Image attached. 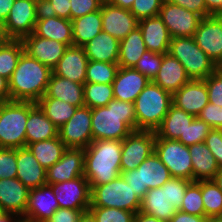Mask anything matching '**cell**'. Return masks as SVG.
Segmentation results:
<instances>
[{
  "instance_id": "obj_1",
  "label": "cell",
  "mask_w": 222,
  "mask_h": 222,
  "mask_svg": "<svg viewBox=\"0 0 222 222\" xmlns=\"http://www.w3.org/2000/svg\"><path fill=\"white\" fill-rule=\"evenodd\" d=\"M91 129L95 140H123L136 131L135 104L117 99L107 106L91 109Z\"/></svg>"
},
{
  "instance_id": "obj_2",
  "label": "cell",
  "mask_w": 222,
  "mask_h": 222,
  "mask_svg": "<svg viewBox=\"0 0 222 222\" xmlns=\"http://www.w3.org/2000/svg\"><path fill=\"white\" fill-rule=\"evenodd\" d=\"M122 140H95L84 149V177L90 187L121 175Z\"/></svg>"
},
{
  "instance_id": "obj_3",
  "label": "cell",
  "mask_w": 222,
  "mask_h": 222,
  "mask_svg": "<svg viewBox=\"0 0 222 222\" xmlns=\"http://www.w3.org/2000/svg\"><path fill=\"white\" fill-rule=\"evenodd\" d=\"M52 70L23 52L9 83L11 101L37 103L46 93Z\"/></svg>"
},
{
  "instance_id": "obj_4",
  "label": "cell",
  "mask_w": 222,
  "mask_h": 222,
  "mask_svg": "<svg viewBox=\"0 0 222 222\" xmlns=\"http://www.w3.org/2000/svg\"><path fill=\"white\" fill-rule=\"evenodd\" d=\"M136 130L155 132L172 105V94L150 81L134 101Z\"/></svg>"
},
{
  "instance_id": "obj_5",
  "label": "cell",
  "mask_w": 222,
  "mask_h": 222,
  "mask_svg": "<svg viewBox=\"0 0 222 222\" xmlns=\"http://www.w3.org/2000/svg\"><path fill=\"white\" fill-rule=\"evenodd\" d=\"M29 101L0 103V148L26 147Z\"/></svg>"
},
{
  "instance_id": "obj_6",
  "label": "cell",
  "mask_w": 222,
  "mask_h": 222,
  "mask_svg": "<svg viewBox=\"0 0 222 222\" xmlns=\"http://www.w3.org/2000/svg\"><path fill=\"white\" fill-rule=\"evenodd\" d=\"M169 54L175 57L191 80H204L218 67L196 44L194 37L171 38Z\"/></svg>"
},
{
  "instance_id": "obj_7",
  "label": "cell",
  "mask_w": 222,
  "mask_h": 222,
  "mask_svg": "<svg viewBox=\"0 0 222 222\" xmlns=\"http://www.w3.org/2000/svg\"><path fill=\"white\" fill-rule=\"evenodd\" d=\"M90 189V207L118 208L134 213L140 211L141 199L121 175L111 182Z\"/></svg>"
},
{
  "instance_id": "obj_8",
  "label": "cell",
  "mask_w": 222,
  "mask_h": 222,
  "mask_svg": "<svg viewBox=\"0 0 222 222\" xmlns=\"http://www.w3.org/2000/svg\"><path fill=\"white\" fill-rule=\"evenodd\" d=\"M125 181L142 200L150 189L161 187L172 178L168 168L154 152L136 169L121 174Z\"/></svg>"
},
{
  "instance_id": "obj_9",
  "label": "cell",
  "mask_w": 222,
  "mask_h": 222,
  "mask_svg": "<svg viewBox=\"0 0 222 222\" xmlns=\"http://www.w3.org/2000/svg\"><path fill=\"white\" fill-rule=\"evenodd\" d=\"M41 9L42 3L39 0H15L3 23L7 39L21 40L32 34Z\"/></svg>"
},
{
  "instance_id": "obj_10",
  "label": "cell",
  "mask_w": 222,
  "mask_h": 222,
  "mask_svg": "<svg viewBox=\"0 0 222 222\" xmlns=\"http://www.w3.org/2000/svg\"><path fill=\"white\" fill-rule=\"evenodd\" d=\"M155 153L172 177L193 181V167L188 146L179 140L156 138Z\"/></svg>"
},
{
  "instance_id": "obj_11",
  "label": "cell",
  "mask_w": 222,
  "mask_h": 222,
  "mask_svg": "<svg viewBox=\"0 0 222 222\" xmlns=\"http://www.w3.org/2000/svg\"><path fill=\"white\" fill-rule=\"evenodd\" d=\"M156 133L132 131L122 140L121 174L136 169L148 156L155 152Z\"/></svg>"
},
{
  "instance_id": "obj_12",
  "label": "cell",
  "mask_w": 222,
  "mask_h": 222,
  "mask_svg": "<svg viewBox=\"0 0 222 222\" xmlns=\"http://www.w3.org/2000/svg\"><path fill=\"white\" fill-rule=\"evenodd\" d=\"M58 136L66 148L85 149L93 141L91 108H76L73 116L60 128Z\"/></svg>"
},
{
  "instance_id": "obj_13",
  "label": "cell",
  "mask_w": 222,
  "mask_h": 222,
  "mask_svg": "<svg viewBox=\"0 0 222 222\" xmlns=\"http://www.w3.org/2000/svg\"><path fill=\"white\" fill-rule=\"evenodd\" d=\"M159 17L166 25L171 38L193 37L203 17L179 5L164 0Z\"/></svg>"
},
{
  "instance_id": "obj_14",
  "label": "cell",
  "mask_w": 222,
  "mask_h": 222,
  "mask_svg": "<svg viewBox=\"0 0 222 222\" xmlns=\"http://www.w3.org/2000/svg\"><path fill=\"white\" fill-rule=\"evenodd\" d=\"M193 37L215 65L222 67V16L203 17Z\"/></svg>"
},
{
  "instance_id": "obj_15",
  "label": "cell",
  "mask_w": 222,
  "mask_h": 222,
  "mask_svg": "<svg viewBox=\"0 0 222 222\" xmlns=\"http://www.w3.org/2000/svg\"><path fill=\"white\" fill-rule=\"evenodd\" d=\"M59 208L89 209L91 189L84 176L52 184Z\"/></svg>"
},
{
  "instance_id": "obj_16",
  "label": "cell",
  "mask_w": 222,
  "mask_h": 222,
  "mask_svg": "<svg viewBox=\"0 0 222 222\" xmlns=\"http://www.w3.org/2000/svg\"><path fill=\"white\" fill-rule=\"evenodd\" d=\"M58 208L52 185L30 189L23 222H46Z\"/></svg>"
},
{
  "instance_id": "obj_17",
  "label": "cell",
  "mask_w": 222,
  "mask_h": 222,
  "mask_svg": "<svg viewBox=\"0 0 222 222\" xmlns=\"http://www.w3.org/2000/svg\"><path fill=\"white\" fill-rule=\"evenodd\" d=\"M84 176V149L67 148L61 159L46 170V183L52 185Z\"/></svg>"
},
{
  "instance_id": "obj_18",
  "label": "cell",
  "mask_w": 222,
  "mask_h": 222,
  "mask_svg": "<svg viewBox=\"0 0 222 222\" xmlns=\"http://www.w3.org/2000/svg\"><path fill=\"white\" fill-rule=\"evenodd\" d=\"M102 31L117 40H123L131 31L138 27V19L128 9L113 6L108 2L101 6Z\"/></svg>"
},
{
  "instance_id": "obj_19",
  "label": "cell",
  "mask_w": 222,
  "mask_h": 222,
  "mask_svg": "<svg viewBox=\"0 0 222 222\" xmlns=\"http://www.w3.org/2000/svg\"><path fill=\"white\" fill-rule=\"evenodd\" d=\"M24 52L53 70L63 56L67 45L56 40L36 36L34 33L21 39Z\"/></svg>"
},
{
  "instance_id": "obj_20",
  "label": "cell",
  "mask_w": 222,
  "mask_h": 222,
  "mask_svg": "<svg viewBox=\"0 0 222 222\" xmlns=\"http://www.w3.org/2000/svg\"><path fill=\"white\" fill-rule=\"evenodd\" d=\"M208 103V90L204 80H190L172 94V105L195 117Z\"/></svg>"
},
{
  "instance_id": "obj_21",
  "label": "cell",
  "mask_w": 222,
  "mask_h": 222,
  "mask_svg": "<svg viewBox=\"0 0 222 222\" xmlns=\"http://www.w3.org/2000/svg\"><path fill=\"white\" fill-rule=\"evenodd\" d=\"M150 81L133 67H119L112 83L114 99L134 103Z\"/></svg>"
},
{
  "instance_id": "obj_22",
  "label": "cell",
  "mask_w": 222,
  "mask_h": 222,
  "mask_svg": "<svg viewBox=\"0 0 222 222\" xmlns=\"http://www.w3.org/2000/svg\"><path fill=\"white\" fill-rule=\"evenodd\" d=\"M36 36L56 40L67 46L73 45L71 20L49 14L41 9L33 32Z\"/></svg>"
},
{
  "instance_id": "obj_23",
  "label": "cell",
  "mask_w": 222,
  "mask_h": 222,
  "mask_svg": "<svg viewBox=\"0 0 222 222\" xmlns=\"http://www.w3.org/2000/svg\"><path fill=\"white\" fill-rule=\"evenodd\" d=\"M88 61L83 47L68 46L52 71L59 77L84 85Z\"/></svg>"
},
{
  "instance_id": "obj_24",
  "label": "cell",
  "mask_w": 222,
  "mask_h": 222,
  "mask_svg": "<svg viewBox=\"0 0 222 222\" xmlns=\"http://www.w3.org/2000/svg\"><path fill=\"white\" fill-rule=\"evenodd\" d=\"M30 189L18 178L0 179V207L3 212L24 216Z\"/></svg>"
},
{
  "instance_id": "obj_25",
  "label": "cell",
  "mask_w": 222,
  "mask_h": 222,
  "mask_svg": "<svg viewBox=\"0 0 222 222\" xmlns=\"http://www.w3.org/2000/svg\"><path fill=\"white\" fill-rule=\"evenodd\" d=\"M138 26L148 51L162 54L169 52L171 36L159 15L139 20Z\"/></svg>"
},
{
  "instance_id": "obj_26",
  "label": "cell",
  "mask_w": 222,
  "mask_h": 222,
  "mask_svg": "<svg viewBox=\"0 0 222 222\" xmlns=\"http://www.w3.org/2000/svg\"><path fill=\"white\" fill-rule=\"evenodd\" d=\"M18 178L29 189L46 185V170L27 147L17 148Z\"/></svg>"
},
{
  "instance_id": "obj_27",
  "label": "cell",
  "mask_w": 222,
  "mask_h": 222,
  "mask_svg": "<svg viewBox=\"0 0 222 222\" xmlns=\"http://www.w3.org/2000/svg\"><path fill=\"white\" fill-rule=\"evenodd\" d=\"M190 80L184 66L171 54L165 53L160 69L152 82L173 94Z\"/></svg>"
},
{
  "instance_id": "obj_28",
  "label": "cell",
  "mask_w": 222,
  "mask_h": 222,
  "mask_svg": "<svg viewBox=\"0 0 222 222\" xmlns=\"http://www.w3.org/2000/svg\"><path fill=\"white\" fill-rule=\"evenodd\" d=\"M58 137V127L48 119L37 103L29 101L26 123V146L43 140Z\"/></svg>"
},
{
  "instance_id": "obj_29",
  "label": "cell",
  "mask_w": 222,
  "mask_h": 222,
  "mask_svg": "<svg viewBox=\"0 0 222 222\" xmlns=\"http://www.w3.org/2000/svg\"><path fill=\"white\" fill-rule=\"evenodd\" d=\"M83 89V84L59 77L52 72L43 97L59 99L78 108L85 106Z\"/></svg>"
},
{
  "instance_id": "obj_30",
  "label": "cell",
  "mask_w": 222,
  "mask_h": 222,
  "mask_svg": "<svg viewBox=\"0 0 222 222\" xmlns=\"http://www.w3.org/2000/svg\"><path fill=\"white\" fill-rule=\"evenodd\" d=\"M120 41L101 31L83 46L89 60L106 63H118Z\"/></svg>"
},
{
  "instance_id": "obj_31",
  "label": "cell",
  "mask_w": 222,
  "mask_h": 222,
  "mask_svg": "<svg viewBox=\"0 0 222 222\" xmlns=\"http://www.w3.org/2000/svg\"><path fill=\"white\" fill-rule=\"evenodd\" d=\"M140 211L165 222L171 220L177 210L166 196V183L161 187L147 191L141 200Z\"/></svg>"
},
{
  "instance_id": "obj_32",
  "label": "cell",
  "mask_w": 222,
  "mask_h": 222,
  "mask_svg": "<svg viewBox=\"0 0 222 222\" xmlns=\"http://www.w3.org/2000/svg\"><path fill=\"white\" fill-rule=\"evenodd\" d=\"M193 167V181L212 180L219 170L215 157L203 143L188 146Z\"/></svg>"
},
{
  "instance_id": "obj_33",
  "label": "cell",
  "mask_w": 222,
  "mask_h": 222,
  "mask_svg": "<svg viewBox=\"0 0 222 222\" xmlns=\"http://www.w3.org/2000/svg\"><path fill=\"white\" fill-rule=\"evenodd\" d=\"M194 118L195 116L171 105L160 127L155 131L156 138L171 140L185 138V131Z\"/></svg>"
},
{
  "instance_id": "obj_34",
  "label": "cell",
  "mask_w": 222,
  "mask_h": 222,
  "mask_svg": "<svg viewBox=\"0 0 222 222\" xmlns=\"http://www.w3.org/2000/svg\"><path fill=\"white\" fill-rule=\"evenodd\" d=\"M73 45L83 47L102 31L101 9L71 20Z\"/></svg>"
},
{
  "instance_id": "obj_35",
  "label": "cell",
  "mask_w": 222,
  "mask_h": 222,
  "mask_svg": "<svg viewBox=\"0 0 222 222\" xmlns=\"http://www.w3.org/2000/svg\"><path fill=\"white\" fill-rule=\"evenodd\" d=\"M146 51L141 29L138 26L120 41L119 67H134Z\"/></svg>"
},
{
  "instance_id": "obj_36",
  "label": "cell",
  "mask_w": 222,
  "mask_h": 222,
  "mask_svg": "<svg viewBox=\"0 0 222 222\" xmlns=\"http://www.w3.org/2000/svg\"><path fill=\"white\" fill-rule=\"evenodd\" d=\"M26 147L45 170L59 161L64 151L67 149L59 136L48 140L30 143Z\"/></svg>"
},
{
  "instance_id": "obj_37",
  "label": "cell",
  "mask_w": 222,
  "mask_h": 222,
  "mask_svg": "<svg viewBox=\"0 0 222 222\" xmlns=\"http://www.w3.org/2000/svg\"><path fill=\"white\" fill-rule=\"evenodd\" d=\"M37 104L45 113L46 117L58 128L73 116L77 108L65 101L50 97H42Z\"/></svg>"
},
{
  "instance_id": "obj_38",
  "label": "cell",
  "mask_w": 222,
  "mask_h": 222,
  "mask_svg": "<svg viewBox=\"0 0 222 222\" xmlns=\"http://www.w3.org/2000/svg\"><path fill=\"white\" fill-rule=\"evenodd\" d=\"M23 52L21 40L8 39L0 44V76L10 80Z\"/></svg>"
},
{
  "instance_id": "obj_39",
  "label": "cell",
  "mask_w": 222,
  "mask_h": 222,
  "mask_svg": "<svg viewBox=\"0 0 222 222\" xmlns=\"http://www.w3.org/2000/svg\"><path fill=\"white\" fill-rule=\"evenodd\" d=\"M83 95L85 106L91 109L107 106L114 99L113 85L85 82Z\"/></svg>"
},
{
  "instance_id": "obj_40",
  "label": "cell",
  "mask_w": 222,
  "mask_h": 222,
  "mask_svg": "<svg viewBox=\"0 0 222 222\" xmlns=\"http://www.w3.org/2000/svg\"><path fill=\"white\" fill-rule=\"evenodd\" d=\"M205 217L222 216V191L213 180H201Z\"/></svg>"
},
{
  "instance_id": "obj_41",
  "label": "cell",
  "mask_w": 222,
  "mask_h": 222,
  "mask_svg": "<svg viewBox=\"0 0 222 222\" xmlns=\"http://www.w3.org/2000/svg\"><path fill=\"white\" fill-rule=\"evenodd\" d=\"M118 68V63H106L89 60L87 64L85 82L112 84Z\"/></svg>"
},
{
  "instance_id": "obj_42",
  "label": "cell",
  "mask_w": 222,
  "mask_h": 222,
  "mask_svg": "<svg viewBox=\"0 0 222 222\" xmlns=\"http://www.w3.org/2000/svg\"><path fill=\"white\" fill-rule=\"evenodd\" d=\"M180 211L191 215L205 216L201 194V181H192L187 186Z\"/></svg>"
},
{
  "instance_id": "obj_43",
  "label": "cell",
  "mask_w": 222,
  "mask_h": 222,
  "mask_svg": "<svg viewBox=\"0 0 222 222\" xmlns=\"http://www.w3.org/2000/svg\"><path fill=\"white\" fill-rule=\"evenodd\" d=\"M96 222H133L134 212L110 207H89Z\"/></svg>"
},
{
  "instance_id": "obj_44",
  "label": "cell",
  "mask_w": 222,
  "mask_h": 222,
  "mask_svg": "<svg viewBox=\"0 0 222 222\" xmlns=\"http://www.w3.org/2000/svg\"><path fill=\"white\" fill-rule=\"evenodd\" d=\"M163 55L162 53H153L147 50L133 68L152 81L160 69Z\"/></svg>"
},
{
  "instance_id": "obj_45",
  "label": "cell",
  "mask_w": 222,
  "mask_h": 222,
  "mask_svg": "<svg viewBox=\"0 0 222 222\" xmlns=\"http://www.w3.org/2000/svg\"><path fill=\"white\" fill-rule=\"evenodd\" d=\"M212 128L203 120L195 117L185 131V138L178 140L186 146L203 143Z\"/></svg>"
},
{
  "instance_id": "obj_46",
  "label": "cell",
  "mask_w": 222,
  "mask_h": 222,
  "mask_svg": "<svg viewBox=\"0 0 222 222\" xmlns=\"http://www.w3.org/2000/svg\"><path fill=\"white\" fill-rule=\"evenodd\" d=\"M191 182L190 180L176 177H172L166 182V196L177 211L181 210L185 191Z\"/></svg>"
},
{
  "instance_id": "obj_47",
  "label": "cell",
  "mask_w": 222,
  "mask_h": 222,
  "mask_svg": "<svg viewBox=\"0 0 222 222\" xmlns=\"http://www.w3.org/2000/svg\"><path fill=\"white\" fill-rule=\"evenodd\" d=\"M17 148H0V179L16 178Z\"/></svg>"
},
{
  "instance_id": "obj_48",
  "label": "cell",
  "mask_w": 222,
  "mask_h": 222,
  "mask_svg": "<svg viewBox=\"0 0 222 222\" xmlns=\"http://www.w3.org/2000/svg\"><path fill=\"white\" fill-rule=\"evenodd\" d=\"M164 0H134L129 10L138 19L155 17L159 15Z\"/></svg>"
},
{
  "instance_id": "obj_49",
  "label": "cell",
  "mask_w": 222,
  "mask_h": 222,
  "mask_svg": "<svg viewBox=\"0 0 222 222\" xmlns=\"http://www.w3.org/2000/svg\"><path fill=\"white\" fill-rule=\"evenodd\" d=\"M204 81L208 90L209 103L222 107V67L217 68Z\"/></svg>"
},
{
  "instance_id": "obj_50",
  "label": "cell",
  "mask_w": 222,
  "mask_h": 222,
  "mask_svg": "<svg viewBox=\"0 0 222 222\" xmlns=\"http://www.w3.org/2000/svg\"><path fill=\"white\" fill-rule=\"evenodd\" d=\"M70 3V20L100 10L103 4L100 0H70Z\"/></svg>"
},
{
  "instance_id": "obj_51",
  "label": "cell",
  "mask_w": 222,
  "mask_h": 222,
  "mask_svg": "<svg viewBox=\"0 0 222 222\" xmlns=\"http://www.w3.org/2000/svg\"><path fill=\"white\" fill-rule=\"evenodd\" d=\"M213 129L222 130V107L208 103L197 116Z\"/></svg>"
},
{
  "instance_id": "obj_52",
  "label": "cell",
  "mask_w": 222,
  "mask_h": 222,
  "mask_svg": "<svg viewBox=\"0 0 222 222\" xmlns=\"http://www.w3.org/2000/svg\"><path fill=\"white\" fill-rule=\"evenodd\" d=\"M70 0H44L42 9L57 17L70 20Z\"/></svg>"
},
{
  "instance_id": "obj_53",
  "label": "cell",
  "mask_w": 222,
  "mask_h": 222,
  "mask_svg": "<svg viewBox=\"0 0 222 222\" xmlns=\"http://www.w3.org/2000/svg\"><path fill=\"white\" fill-rule=\"evenodd\" d=\"M204 143L210 149L211 153L215 157L218 165L222 166V130L211 129Z\"/></svg>"
},
{
  "instance_id": "obj_54",
  "label": "cell",
  "mask_w": 222,
  "mask_h": 222,
  "mask_svg": "<svg viewBox=\"0 0 222 222\" xmlns=\"http://www.w3.org/2000/svg\"><path fill=\"white\" fill-rule=\"evenodd\" d=\"M88 210L58 208L46 222H78L82 213Z\"/></svg>"
},
{
  "instance_id": "obj_55",
  "label": "cell",
  "mask_w": 222,
  "mask_h": 222,
  "mask_svg": "<svg viewBox=\"0 0 222 222\" xmlns=\"http://www.w3.org/2000/svg\"><path fill=\"white\" fill-rule=\"evenodd\" d=\"M173 4L186 8L189 11L195 12L202 17L209 16V12L206 10L204 0H167Z\"/></svg>"
},
{
  "instance_id": "obj_56",
  "label": "cell",
  "mask_w": 222,
  "mask_h": 222,
  "mask_svg": "<svg viewBox=\"0 0 222 222\" xmlns=\"http://www.w3.org/2000/svg\"><path fill=\"white\" fill-rule=\"evenodd\" d=\"M208 217L177 211L169 222H207Z\"/></svg>"
},
{
  "instance_id": "obj_57",
  "label": "cell",
  "mask_w": 222,
  "mask_h": 222,
  "mask_svg": "<svg viewBox=\"0 0 222 222\" xmlns=\"http://www.w3.org/2000/svg\"><path fill=\"white\" fill-rule=\"evenodd\" d=\"M206 10L210 15L222 16V0H204Z\"/></svg>"
},
{
  "instance_id": "obj_58",
  "label": "cell",
  "mask_w": 222,
  "mask_h": 222,
  "mask_svg": "<svg viewBox=\"0 0 222 222\" xmlns=\"http://www.w3.org/2000/svg\"><path fill=\"white\" fill-rule=\"evenodd\" d=\"M11 101L8 80L0 76V103Z\"/></svg>"
},
{
  "instance_id": "obj_59",
  "label": "cell",
  "mask_w": 222,
  "mask_h": 222,
  "mask_svg": "<svg viewBox=\"0 0 222 222\" xmlns=\"http://www.w3.org/2000/svg\"><path fill=\"white\" fill-rule=\"evenodd\" d=\"M15 0H0V20L4 23Z\"/></svg>"
},
{
  "instance_id": "obj_60",
  "label": "cell",
  "mask_w": 222,
  "mask_h": 222,
  "mask_svg": "<svg viewBox=\"0 0 222 222\" xmlns=\"http://www.w3.org/2000/svg\"><path fill=\"white\" fill-rule=\"evenodd\" d=\"M133 222H165V221L159 220L154 216H150L141 211H138L134 215Z\"/></svg>"
},
{
  "instance_id": "obj_61",
  "label": "cell",
  "mask_w": 222,
  "mask_h": 222,
  "mask_svg": "<svg viewBox=\"0 0 222 222\" xmlns=\"http://www.w3.org/2000/svg\"><path fill=\"white\" fill-rule=\"evenodd\" d=\"M108 3L113 6L130 10L134 3V0H108Z\"/></svg>"
},
{
  "instance_id": "obj_62",
  "label": "cell",
  "mask_w": 222,
  "mask_h": 222,
  "mask_svg": "<svg viewBox=\"0 0 222 222\" xmlns=\"http://www.w3.org/2000/svg\"><path fill=\"white\" fill-rule=\"evenodd\" d=\"M16 215V216H20V215H17V214H13V213H7V212H2L0 214V222H23V219L22 217L20 216L18 220H15L14 218V221H12V217ZM12 216V217H11Z\"/></svg>"
},
{
  "instance_id": "obj_63",
  "label": "cell",
  "mask_w": 222,
  "mask_h": 222,
  "mask_svg": "<svg viewBox=\"0 0 222 222\" xmlns=\"http://www.w3.org/2000/svg\"><path fill=\"white\" fill-rule=\"evenodd\" d=\"M78 222H96L92 213L88 210L82 213Z\"/></svg>"
},
{
  "instance_id": "obj_64",
  "label": "cell",
  "mask_w": 222,
  "mask_h": 222,
  "mask_svg": "<svg viewBox=\"0 0 222 222\" xmlns=\"http://www.w3.org/2000/svg\"><path fill=\"white\" fill-rule=\"evenodd\" d=\"M212 180L222 191V166L219 168V170L217 171L216 175L214 176Z\"/></svg>"
},
{
  "instance_id": "obj_65",
  "label": "cell",
  "mask_w": 222,
  "mask_h": 222,
  "mask_svg": "<svg viewBox=\"0 0 222 222\" xmlns=\"http://www.w3.org/2000/svg\"><path fill=\"white\" fill-rule=\"evenodd\" d=\"M0 40H8L3 27V22L0 20Z\"/></svg>"
},
{
  "instance_id": "obj_66",
  "label": "cell",
  "mask_w": 222,
  "mask_h": 222,
  "mask_svg": "<svg viewBox=\"0 0 222 222\" xmlns=\"http://www.w3.org/2000/svg\"><path fill=\"white\" fill-rule=\"evenodd\" d=\"M207 222H222V216L208 217Z\"/></svg>"
},
{
  "instance_id": "obj_67",
  "label": "cell",
  "mask_w": 222,
  "mask_h": 222,
  "mask_svg": "<svg viewBox=\"0 0 222 222\" xmlns=\"http://www.w3.org/2000/svg\"><path fill=\"white\" fill-rule=\"evenodd\" d=\"M102 3H106L108 2V0H100Z\"/></svg>"
}]
</instances>
